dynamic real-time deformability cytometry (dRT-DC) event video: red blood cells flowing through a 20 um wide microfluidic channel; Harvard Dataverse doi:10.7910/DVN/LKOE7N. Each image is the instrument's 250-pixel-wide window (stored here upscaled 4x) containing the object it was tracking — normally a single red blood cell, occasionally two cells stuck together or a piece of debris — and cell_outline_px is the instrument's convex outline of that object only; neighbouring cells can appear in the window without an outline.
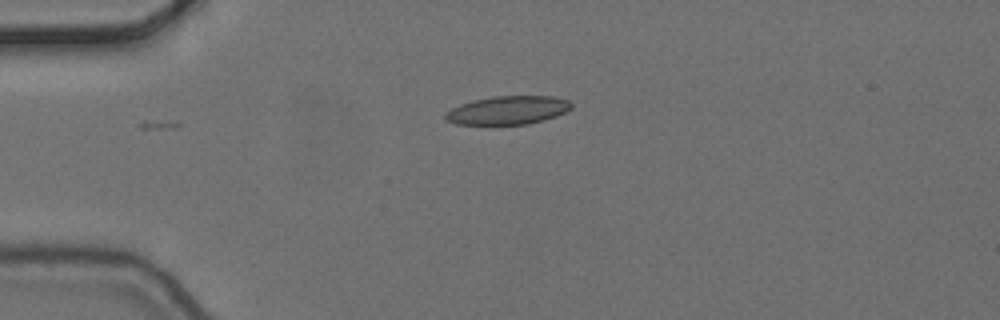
{"species": "common noctule bat (a hibernating species)", "species_latin": "Nyctalus noctula", "temperature_condition": "cold", "stored_images_in_passage": 3, "camera_frame_rate_fps": 3000, "um_per_image_px": 0.085, "animal": {"sex": "female", "body_mass_g": 24.6, "forearm_length_mm": 56.2}, "frame": {"image": 1, "passage_image": 3, "time_ms": 0.667, "image_size_px": [1000, 320], "cell_outline_px": [[572, 108], [556, 116], [544, 120], [528, 124], [456, 124], [448, 120], [444, 116], [444, 112], [460, 104], [472, 100], [492, 96], [552, 96], [568, 100], [572, 104]], "centroid_in_image_um": [43.16, 9.36], "position_along_channel_um": 41.8, "area_um2": 20.87}}